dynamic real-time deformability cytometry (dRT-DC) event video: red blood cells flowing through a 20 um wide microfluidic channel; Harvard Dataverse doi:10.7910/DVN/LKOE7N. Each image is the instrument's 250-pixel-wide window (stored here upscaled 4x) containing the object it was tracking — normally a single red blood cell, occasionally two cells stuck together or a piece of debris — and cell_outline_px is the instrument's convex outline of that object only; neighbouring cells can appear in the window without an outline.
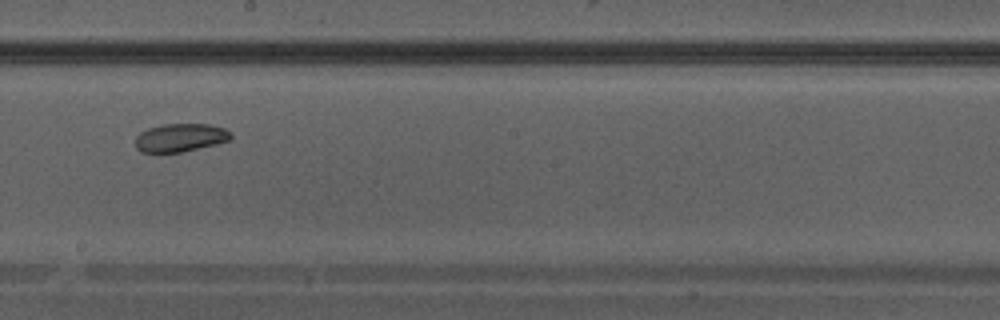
{"species": "Egyptian fruit bat (a non-hibernating species)", "species_latin": "Rousettus aegyptiacus", "temperature_condition": "warm", "stored_images_in_passage": 30, "camera_frame_rate_fps": 3000, "um_per_image_px": 0.085, "animal": {"sex": "male"}, "frame": {"image": 1, "passage_image": 13, "time_ms": 4.0, "image_size_px": [1000, 320], "cell_outline_px": [[232, 136], [228, 140], [216, 144], [180, 152], [140, 152], [136, 148], [136, 136], [140, 132], [148, 128], [160, 124], [208, 124], [224, 128], [232, 132]], "centroid_in_image_um": [15.31, 11.69], "position_along_channel_um": 232.9, "area_um2": 15.66}}